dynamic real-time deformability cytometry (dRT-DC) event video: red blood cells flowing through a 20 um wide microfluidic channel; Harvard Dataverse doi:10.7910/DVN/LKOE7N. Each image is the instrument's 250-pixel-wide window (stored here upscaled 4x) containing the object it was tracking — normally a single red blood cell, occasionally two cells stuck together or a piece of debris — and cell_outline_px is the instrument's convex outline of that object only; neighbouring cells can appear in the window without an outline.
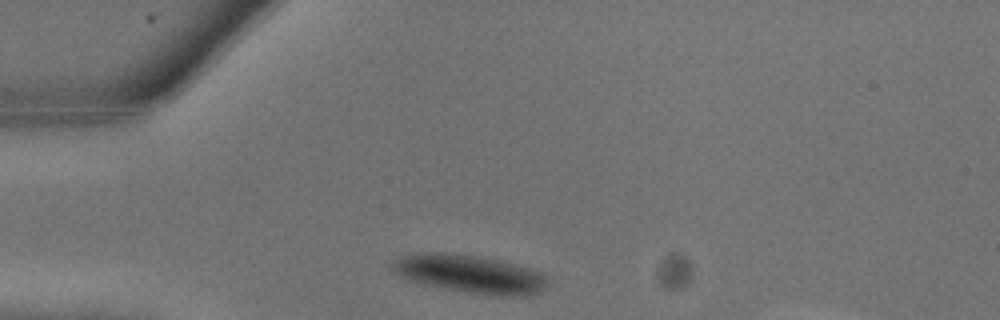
{"species": "common noctule bat (a hibernating species)", "species_latin": "Nyctalus noctula", "temperature_condition": "warm", "stored_images_in_passage": 7, "camera_frame_rate_fps": 3000, "um_per_image_px": 0.085, "animal": {"sex": "male", "body_mass_g": 13.3}, "frame": {"image": 1, "passage_image": 1, "time_ms": 0.0, "image_size_px": [1000, 320], "cell_outline_px": [[548, 280], [544, 288], [540, 292], [528, 296], [500, 296], [468, 292], [444, 288], [428, 284], [400, 276], [392, 272], [392, 264], [400, 256], [424, 252], [444, 252], [480, 256], [500, 260], [528, 268], [540, 272], [548, 276]], "centroid_in_image_um": [39.99, 23.28], "position_along_channel_um": 45.0, "area_um2": 34.28}}
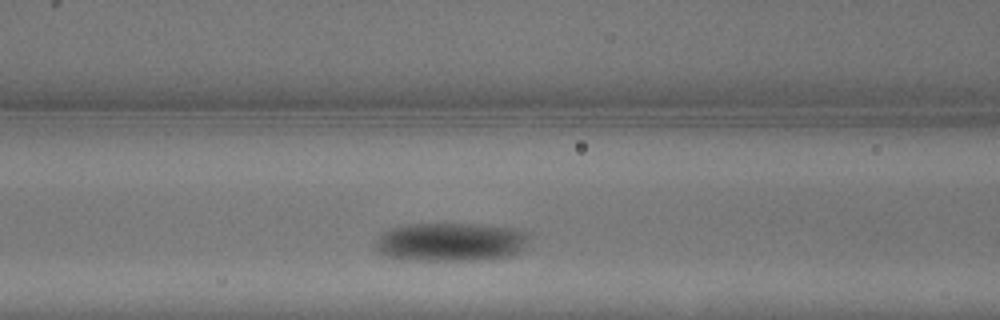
{"frame": {"image": 2, "passage_image": 5, "time_ms": 1.333, "image_size_px": [1000, 320], "cell_outline_px": [[532, 236], [520, 252], [512, 256], [480, 260], [416, 260], [384, 256], [376, 252], [376, 240], [384, 232], [392, 228], [408, 224], [480, 224], [512, 228], [528, 232]], "centroid_in_image_um": [38.36, 20.57], "position_along_channel_um": 128.2, "area_um2": 34.85}}
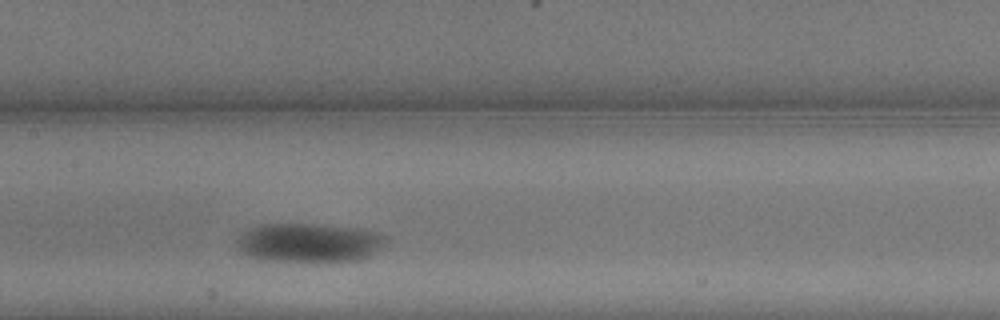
{"frame": {"image": 3, "passage_image": 7, "time_ms": 2.0, "image_size_px": [1000, 320], "cell_outline_px": [[384, 244], [372, 256], [360, 260], [260, 260], [248, 256], [236, 244], [236, 240], [244, 232], [252, 228], [264, 224], [312, 224], [348, 228], [372, 232], [384, 236]], "centroid_in_image_um": [26.23, 20.63], "position_along_channel_um": 181.2, "area_um2": 32.77}}